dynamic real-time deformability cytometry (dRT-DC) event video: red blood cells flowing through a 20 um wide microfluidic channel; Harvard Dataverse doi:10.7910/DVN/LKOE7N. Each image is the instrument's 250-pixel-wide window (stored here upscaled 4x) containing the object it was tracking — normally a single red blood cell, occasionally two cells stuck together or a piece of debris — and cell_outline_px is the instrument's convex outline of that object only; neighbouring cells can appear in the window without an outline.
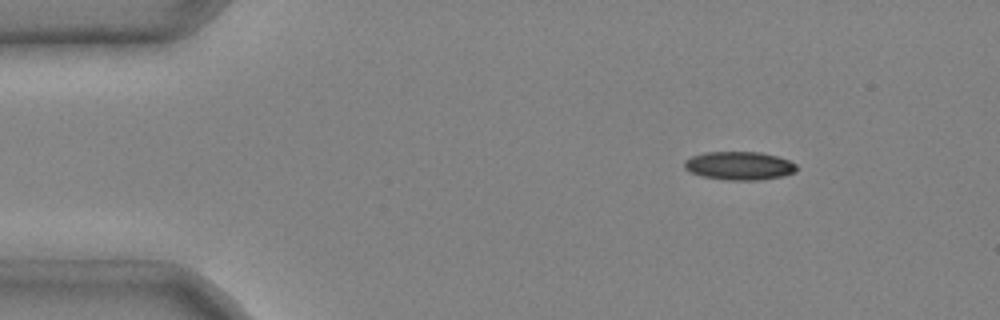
{"species": "common noctule bat (a hibernating species)", "species_latin": "Nyctalus noctula", "temperature_condition": "cold", "stored_images_in_passage": 4, "segment_of_instrument_passage": [1, 2], "camera_frame_rate_fps": 3000, "um_per_image_px": 0.085, "animal": {"sex": "male", "body_mass_g": 20.4}, "frame": {"image": 1, "passage_image": 1, "time_ms": 0.0, "image_size_px": [1000, 320], "cell_outline_px": [[796, 172], [784, 176], [760, 180], [728, 180], [700, 176], [684, 168], [684, 160], [692, 156], [704, 152], [760, 152], [776, 156], [788, 160], [796, 164]], "centroid_in_image_um": [62.83, 14.09], "position_along_channel_um": 22.2, "area_um2": 18.61}}